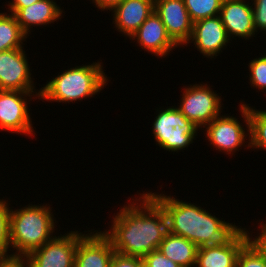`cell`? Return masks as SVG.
I'll list each match as a JSON object with an SVG mask.
<instances>
[{"label":"cell","mask_w":266,"mask_h":267,"mask_svg":"<svg viewBox=\"0 0 266 267\" xmlns=\"http://www.w3.org/2000/svg\"><path fill=\"white\" fill-rule=\"evenodd\" d=\"M140 195L134 200L137 202L120 208L113 217L110 230L102 233L110 240L116 253L143 258L158 249L168 226L163 208L148 192Z\"/></svg>","instance_id":"cell-1"},{"label":"cell","mask_w":266,"mask_h":267,"mask_svg":"<svg viewBox=\"0 0 266 267\" xmlns=\"http://www.w3.org/2000/svg\"><path fill=\"white\" fill-rule=\"evenodd\" d=\"M165 211L168 231L201 246H227L244 229L205 209L164 194L148 193ZM239 227V228H238Z\"/></svg>","instance_id":"cell-2"},{"label":"cell","mask_w":266,"mask_h":267,"mask_svg":"<svg viewBox=\"0 0 266 267\" xmlns=\"http://www.w3.org/2000/svg\"><path fill=\"white\" fill-rule=\"evenodd\" d=\"M52 208L30 205L10 211V244L16 249L12 257H25L50 241L55 232Z\"/></svg>","instance_id":"cell-3"},{"label":"cell","mask_w":266,"mask_h":267,"mask_svg":"<svg viewBox=\"0 0 266 267\" xmlns=\"http://www.w3.org/2000/svg\"><path fill=\"white\" fill-rule=\"evenodd\" d=\"M101 65L100 62H93L91 65L76 66L65 70L38 90L35 96L38 99L60 103L92 97L100 93L108 82Z\"/></svg>","instance_id":"cell-4"},{"label":"cell","mask_w":266,"mask_h":267,"mask_svg":"<svg viewBox=\"0 0 266 267\" xmlns=\"http://www.w3.org/2000/svg\"><path fill=\"white\" fill-rule=\"evenodd\" d=\"M153 122V134L157 144L167 151L185 150L197 136L198 126L188 120L178 107L157 110Z\"/></svg>","instance_id":"cell-5"},{"label":"cell","mask_w":266,"mask_h":267,"mask_svg":"<svg viewBox=\"0 0 266 267\" xmlns=\"http://www.w3.org/2000/svg\"><path fill=\"white\" fill-rule=\"evenodd\" d=\"M180 102L181 113L201 129L220 116L223 107L221 97L208 84L185 87Z\"/></svg>","instance_id":"cell-6"},{"label":"cell","mask_w":266,"mask_h":267,"mask_svg":"<svg viewBox=\"0 0 266 267\" xmlns=\"http://www.w3.org/2000/svg\"><path fill=\"white\" fill-rule=\"evenodd\" d=\"M84 235L71 231L64 236H53L24 257L26 267H74L77 243Z\"/></svg>","instance_id":"cell-7"},{"label":"cell","mask_w":266,"mask_h":267,"mask_svg":"<svg viewBox=\"0 0 266 267\" xmlns=\"http://www.w3.org/2000/svg\"><path fill=\"white\" fill-rule=\"evenodd\" d=\"M240 111L242 118L248 128L247 131L241 125L240 121L233 116H218L213 119L206 128V137L210 141V145L219 151L231 154L232 152L238 151V147L244 146V142L247 136L250 137V119L248 104H240ZM246 132V133H245Z\"/></svg>","instance_id":"cell-8"},{"label":"cell","mask_w":266,"mask_h":267,"mask_svg":"<svg viewBox=\"0 0 266 267\" xmlns=\"http://www.w3.org/2000/svg\"><path fill=\"white\" fill-rule=\"evenodd\" d=\"M33 92L0 90V130L32 136L34 129L26 97L31 99Z\"/></svg>","instance_id":"cell-9"},{"label":"cell","mask_w":266,"mask_h":267,"mask_svg":"<svg viewBox=\"0 0 266 267\" xmlns=\"http://www.w3.org/2000/svg\"><path fill=\"white\" fill-rule=\"evenodd\" d=\"M31 78L23 48L0 52V90L36 92Z\"/></svg>","instance_id":"cell-10"},{"label":"cell","mask_w":266,"mask_h":267,"mask_svg":"<svg viewBox=\"0 0 266 267\" xmlns=\"http://www.w3.org/2000/svg\"><path fill=\"white\" fill-rule=\"evenodd\" d=\"M155 13L160 17L171 39L178 45H187L193 22L184 0H155Z\"/></svg>","instance_id":"cell-11"},{"label":"cell","mask_w":266,"mask_h":267,"mask_svg":"<svg viewBox=\"0 0 266 267\" xmlns=\"http://www.w3.org/2000/svg\"><path fill=\"white\" fill-rule=\"evenodd\" d=\"M193 41V42H192ZM230 38L220 15L198 20L193 23L192 34L187 42L194 43L198 51L207 58L218 56Z\"/></svg>","instance_id":"cell-12"},{"label":"cell","mask_w":266,"mask_h":267,"mask_svg":"<svg viewBox=\"0 0 266 267\" xmlns=\"http://www.w3.org/2000/svg\"><path fill=\"white\" fill-rule=\"evenodd\" d=\"M114 253L110 240L102 231L87 233L77 243L74 267H109Z\"/></svg>","instance_id":"cell-13"},{"label":"cell","mask_w":266,"mask_h":267,"mask_svg":"<svg viewBox=\"0 0 266 267\" xmlns=\"http://www.w3.org/2000/svg\"><path fill=\"white\" fill-rule=\"evenodd\" d=\"M250 4L247 0H223L220 17L230 40L233 35L251 39L256 34Z\"/></svg>","instance_id":"cell-14"},{"label":"cell","mask_w":266,"mask_h":267,"mask_svg":"<svg viewBox=\"0 0 266 267\" xmlns=\"http://www.w3.org/2000/svg\"><path fill=\"white\" fill-rule=\"evenodd\" d=\"M131 39H137L142 49L161 58L167 56L173 48L178 47L155 12L144 21L130 37Z\"/></svg>","instance_id":"cell-15"},{"label":"cell","mask_w":266,"mask_h":267,"mask_svg":"<svg viewBox=\"0 0 266 267\" xmlns=\"http://www.w3.org/2000/svg\"><path fill=\"white\" fill-rule=\"evenodd\" d=\"M154 10L155 0H123L112 11L113 23L130 38Z\"/></svg>","instance_id":"cell-16"},{"label":"cell","mask_w":266,"mask_h":267,"mask_svg":"<svg viewBox=\"0 0 266 267\" xmlns=\"http://www.w3.org/2000/svg\"><path fill=\"white\" fill-rule=\"evenodd\" d=\"M248 242L244 230L227 246H201L197 250L196 267H236L241 248Z\"/></svg>","instance_id":"cell-17"},{"label":"cell","mask_w":266,"mask_h":267,"mask_svg":"<svg viewBox=\"0 0 266 267\" xmlns=\"http://www.w3.org/2000/svg\"><path fill=\"white\" fill-rule=\"evenodd\" d=\"M8 9L11 14L15 15L21 30L28 36L33 26L54 23L61 19L63 13V10L53 0H39L29 7Z\"/></svg>","instance_id":"cell-18"},{"label":"cell","mask_w":266,"mask_h":267,"mask_svg":"<svg viewBox=\"0 0 266 267\" xmlns=\"http://www.w3.org/2000/svg\"><path fill=\"white\" fill-rule=\"evenodd\" d=\"M158 250L181 267L196 265L198 246L182 236L166 233Z\"/></svg>","instance_id":"cell-19"},{"label":"cell","mask_w":266,"mask_h":267,"mask_svg":"<svg viewBox=\"0 0 266 267\" xmlns=\"http://www.w3.org/2000/svg\"><path fill=\"white\" fill-rule=\"evenodd\" d=\"M27 37L14 14L0 13V52L23 48Z\"/></svg>","instance_id":"cell-20"},{"label":"cell","mask_w":266,"mask_h":267,"mask_svg":"<svg viewBox=\"0 0 266 267\" xmlns=\"http://www.w3.org/2000/svg\"><path fill=\"white\" fill-rule=\"evenodd\" d=\"M249 119H250V137L248 138V149L257 148L266 150V111L253 109L249 107Z\"/></svg>","instance_id":"cell-21"},{"label":"cell","mask_w":266,"mask_h":267,"mask_svg":"<svg viewBox=\"0 0 266 267\" xmlns=\"http://www.w3.org/2000/svg\"><path fill=\"white\" fill-rule=\"evenodd\" d=\"M223 0H184L191 21L220 15Z\"/></svg>","instance_id":"cell-22"},{"label":"cell","mask_w":266,"mask_h":267,"mask_svg":"<svg viewBox=\"0 0 266 267\" xmlns=\"http://www.w3.org/2000/svg\"><path fill=\"white\" fill-rule=\"evenodd\" d=\"M6 200L0 199V258H10L12 254H7L10 244V207Z\"/></svg>","instance_id":"cell-23"},{"label":"cell","mask_w":266,"mask_h":267,"mask_svg":"<svg viewBox=\"0 0 266 267\" xmlns=\"http://www.w3.org/2000/svg\"><path fill=\"white\" fill-rule=\"evenodd\" d=\"M236 267H266V260L247 242L239 252Z\"/></svg>","instance_id":"cell-24"},{"label":"cell","mask_w":266,"mask_h":267,"mask_svg":"<svg viewBox=\"0 0 266 267\" xmlns=\"http://www.w3.org/2000/svg\"><path fill=\"white\" fill-rule=\"evenodd\" d=\"M250 83L258 90L266 89V55L255 58L249 63Z\"/></svg>","instance_id":"cell-25"},{"label":"cell","mask_w":266,"mask_h":267,"mask_svg":"<svg viewBox=\"0 0 266 267\" xmlns=\"http://www.w3.org/2000/svg\"><path fill=\"white\" fill-rule=\"evenodd\" d=\"M144 267H181L168 259L158 249L146 254L143 258Z\"/></svg>","instance_id":"cell-26"},{"label":"cell","mask_w":266,"mask_h":267,"mask_svg":"<svg viewBox=\"0 0 266 267\" xmlns=\"http://www.w3.org/2000/svg\"><path fill=\"white\" fill-rule=\"evenodd\" d=\"M253 1L252 5H254V8H252V10L255 31L258 32V30L261 29L266 32V0Z\"/></svg>","instance_id":"cell-27"},{"label":"cell","mask_w":266,"mask_h":267,"mask_svg":"<svg viewBox=\"0 0 266 267\" xmlns=\"http://www.w3.org/2000/svg\"><path fill=\"white\" fill-rule=\"evenodd\" d=\"M109 267H144V264L140 257L124 256L115 252Z\"/></svg>","instance_id":"cell-28"},{"label":"cell","mask_w":266,"mask_h":267,"mask_svg":"<svg viewBox=\"0 0 266 267\" xmlns=\"http://www.w3.org/2000/svg\"><path fill=\"white\" fill-rule=\"evenodd\" d=\"M261 232L258 233L260 234L258 236L257 234V237L256 238H250V234L248 231H246V234H247V240H248V243L254 247L257 252L266 260V223H262L261 224Z\"/></svg>","instance_id":"cell-29"},{"label":"cell","mask_w":266,"mask_h":267,"mask_svg":"<svg viewBox=\"0 0 266 267\" xmlns=\"http://www.w3.org/2000/svg\"><path fill=\"white\" fill-rule=\"evenodd\" d=\"M0 267H26L24 257L0 258Z\"/></svg>","instance_id":"cell-30"},{"label":"cell","mask_w":266,"mask_h":267,"mask_svg":"<svg viewBox=\"0 0 266 267\" xmlns=\"http://www.w3.org/2000/svg\"><path fill=\"white\" fill-rule=\"evenodd\" d=\"M92 3L101 10L112 11L117 5H119L123 0H92Z\"/></svg>","instance_id":"cell-31"},{"label":"cell","mask_w":266,"mask_h":267,"mask_svg":"<svg viewBox=\"0 0 266 267\" xmlns=\"http://www.w3.org/2000/svg\"><path fill=\"white\" fill-rule=\"evenodd\" d=\"M37 1L39 0H13V2L11 1L7 6H9V8H25Z\"/></svg>","instance_id":"cell-32"}]
</instances>
